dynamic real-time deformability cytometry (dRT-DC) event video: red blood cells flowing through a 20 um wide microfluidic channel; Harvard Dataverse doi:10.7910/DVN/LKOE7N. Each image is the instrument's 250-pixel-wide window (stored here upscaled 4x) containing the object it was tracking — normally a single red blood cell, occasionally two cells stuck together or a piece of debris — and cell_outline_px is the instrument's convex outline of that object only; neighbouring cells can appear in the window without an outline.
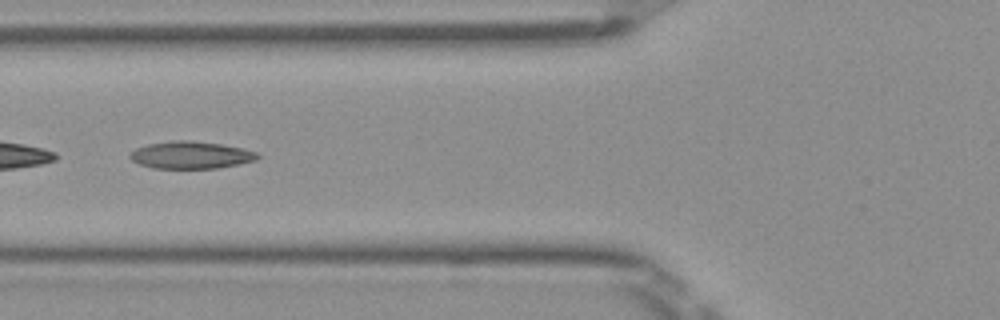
{"species": "Egyptian fruit bat (a non-hibernating species)", "species_latin": "Rousettus aegyptiacus", "temperature_condition": "room temperature", "stored_images_in_passage": 38, "camera_frame_rate_fps": 3000, "um_per_image_px": 0.085, "frame": {"image": 1, "passage_image": 7, "time_ms": 2.0, "image_size_px": [1000, 320], "cell_outline_px": [[260, 156], [256, 160], [240, 164], [220, 168], [152, 168], [140, 164], [132, 160], [128, 156], [136, 148], [148, 144], [172, 140], [192, 140], [220, 144], [240, 148], [256, 152]], "centroid_in_image_um": [16.22, 13.18], "position_along_channel_um": 109.6, "area_um2": 20.23}}
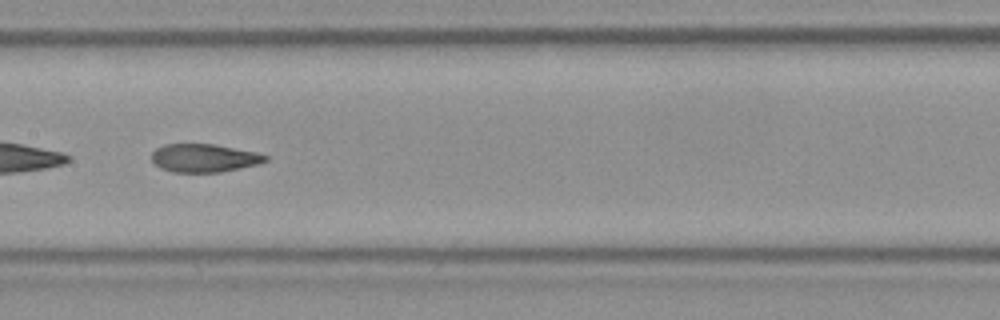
{"frame": {"image": 2, "passage_image": 13, "time_ms": 4.0, "image_size_px": [1000, 320], "cell_outline_px": [[268, 160], [260, 164], [220, 172], [172, 172], [160, 168], [152, 160], [152, 152], [156, 148], [164, 144], [212, 144], [256, 152], [268, 156]], "centroid_in_image_um": [17.35, 13.43], "position_along_channel_um": 190.1, "area_um2": 18.67}}
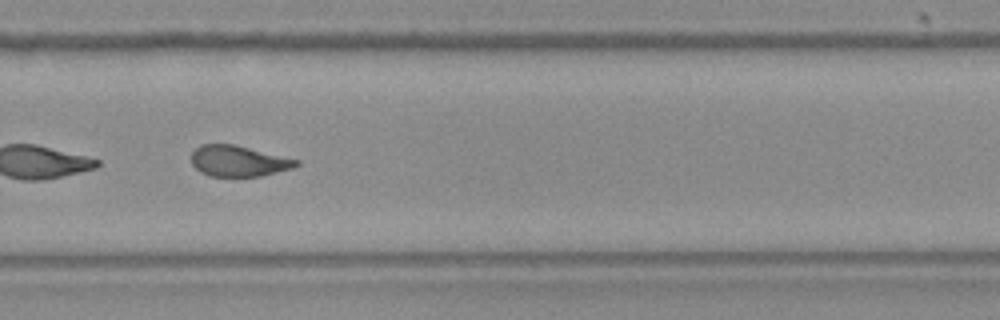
{"frame": {"image": 3, "passage_image": 22, "time_ms": 7.0, "image_size_px": [1000, 320], "cell_outline_px": [[300, 164], [292, 168], [260, 176], [208, 176], [200, 172], [192, 164], [192, 152], [200, 144], [236, 144], [300, 160]], "centroid_in_image_um": [20.27, 13.68], "position_along_channel_um": 309.5, "area_um2": 18.96}, "authors_computed_cell_mechanics": {"area_um2": 19.8254, "velocity_mm_per_s": 3.9943, "shape_relaxation_time_tau1_ms": null, "shape_relaxation_time_tau2_ms": 1.9794, "deformation_change_tau1": null, "deformation_change_tau2": 0.0894}}